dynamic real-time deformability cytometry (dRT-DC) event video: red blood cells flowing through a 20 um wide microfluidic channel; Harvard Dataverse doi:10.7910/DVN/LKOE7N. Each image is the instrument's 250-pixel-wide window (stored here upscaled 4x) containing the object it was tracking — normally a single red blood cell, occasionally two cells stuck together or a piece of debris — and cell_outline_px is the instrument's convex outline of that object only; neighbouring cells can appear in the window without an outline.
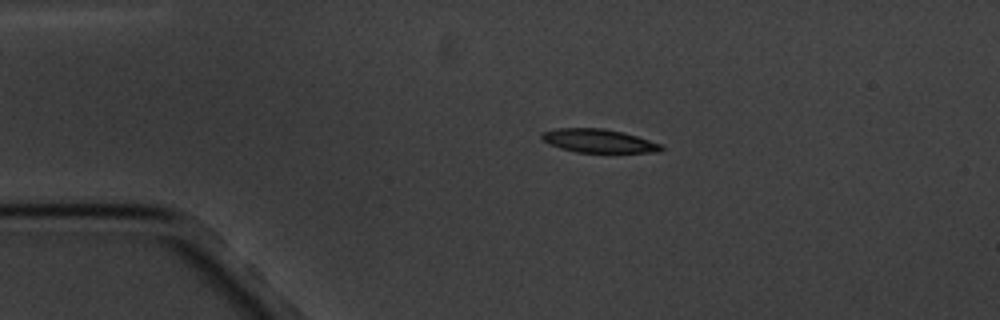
{"species": "common noctule bat (a hibernating species)", "species_latin": "Nyctalus noctula", "temperature_condition": "cold", "stored_images_in_passage": 9, "camera_frame_rate_fps": 3000, "um_per_image_px": 0.085, "animal": {"sex": "male", "body_mass_g": 20.1, "forearm_length_mm": 53.5}, "frame": {"image": 1, "passage_image": 3, "time_ms": 2.333, "image_size_px": [1000, 320], "cell_outline_px": [[664, 148], [660, 152], [576, 152], [560, 148], [548, 144], [540, 136], [544, 132], [556, 128], [604, 128], [624, 132], [660, 144]], "centroid_in_image_um": [50.86, 11.97], "position_along_channel_um": 34.1, "area_um2": 16.24}}
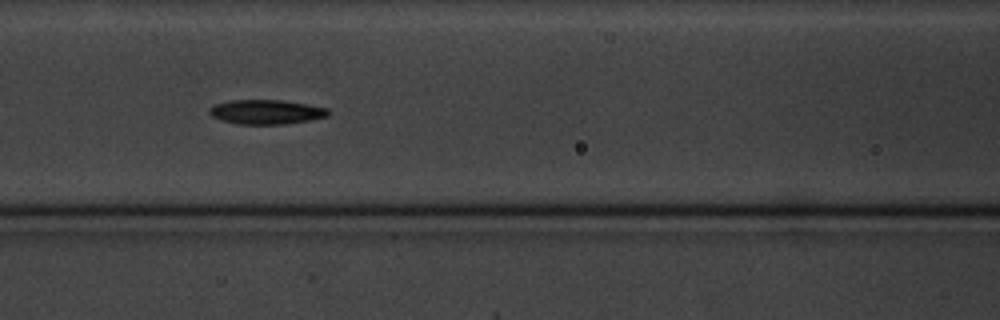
{"frame": {"image": 2, "passage_image": 7, "time_ms": 6.667, "image_size_px": [1000, 320], "cell_outline_px": [[328, 116], [308, 120], [284, 124], [236, 124], [220, 120], [212, 116], [208, 112], [208, 108], [216, 104], [232, 100], [280, 100], [328, 108]], "centroid_in_image_um": [22.57, 9.52], "position_along_channel_um": 144.0, "area_um2": 16.76}}
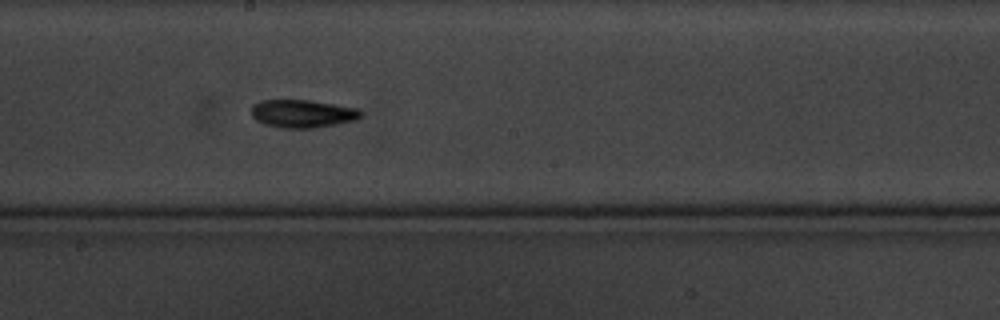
{"frame": {"image": 3, "passage_image": 9, "time_ms": 9.0, "image_size_px": [1000, 320], "cell_outline_px": [[360, 116], [356, 120], [336, 124], [312, 128], [280, 128], [264, 124], [256, 120], [252, 116], [252, 104], [260, 100], [308, 100], [356, 108], [360, 112]], "centroid_in_image_um": [25.65, 9.66], "position_along_channel_um": 222.6, "area_um2": 17.69}}